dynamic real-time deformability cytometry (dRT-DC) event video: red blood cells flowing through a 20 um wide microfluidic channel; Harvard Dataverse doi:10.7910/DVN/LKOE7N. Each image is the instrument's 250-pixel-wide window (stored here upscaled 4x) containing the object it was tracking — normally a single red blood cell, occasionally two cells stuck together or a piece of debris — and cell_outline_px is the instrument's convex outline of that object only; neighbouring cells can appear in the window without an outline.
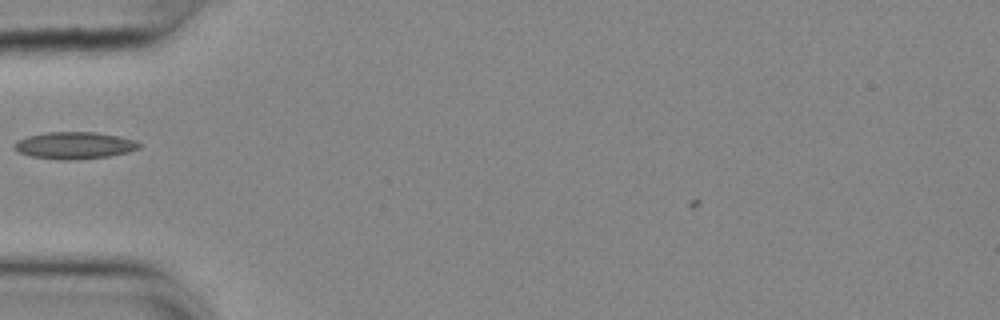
{"species": "common noctule bat (a hibernating species)", "species_latin": "Nyctalus noctula", "temperature_condition": "cold", "stored_images_in_passage": 40, "camera_frame_rate_fps": 3000, "um_per_image_px": 0.085, "animal": {"sex": "female", "body_mass_g": 25.1}, "frame": {"image": 1, "passage_image": 7, "time_ms": 2.0, "image_size_px": [1000, 320], "cell_outline_px": [[144, 144], [140, 148], [128, 152], [108, 156], [76, 160], [64, 160], [32, 156], [20, 152], [12, 148], [12, 144], [16, 140], [28, 136], [44, 132], [96, 132], [120, 136], [136, 140]], "centroid_in_image_um": [6.35, 12.35], "position_along_channel_um": 78.6, "area_um2": 19.88}}
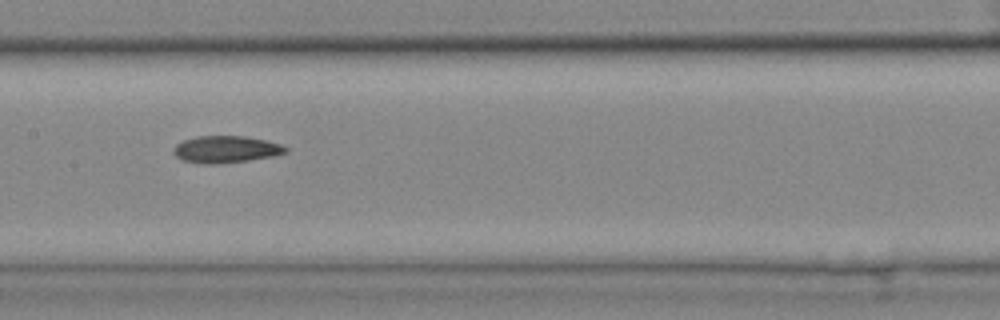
{"frame": {"image": 2, "passage_image": 16, "time_ms": 5.0, "image_size_px": [1000, 320], "cell_outline_px": [[288, 152], [272, 156], [248, 160], [216, 164], [204, 164], [180, 160], [172, 152], [176, 144], [184, 140], [196, 136], [244, 136], [264, 140], [280, 144], [288, 148]], "centroid_in_image_um": [19.17, 12.7], "position_along_channel_um": 188.2, "area_um2": 17.57}}
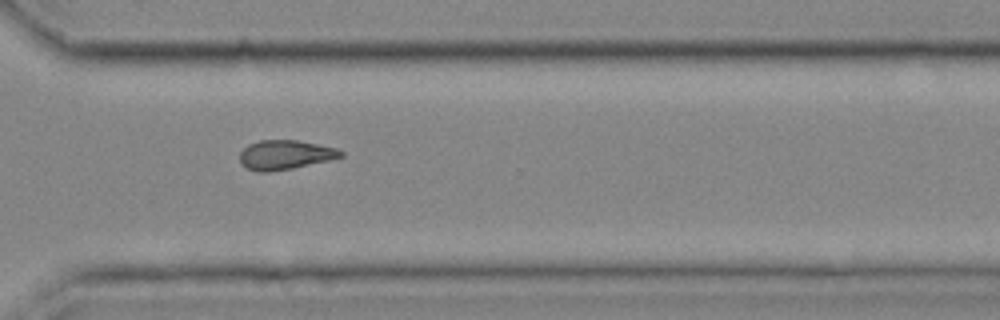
{"frame": {"image": 3, "passage_image": 29, "time_ms": 9.333, "image_size_px": [1000, 320], "cell_outline_px": [[344, 156], [328, 160], [292, 168], [268, 172], [256, 172], [248, 168], [240, 160], [240, 152], [248, 144], [260, 140], [296, 140], [336, 148], [344, 152]], "centroid_in_image_um": [24.22, 13.15], "position_along_channel_um": 346.4, "area_um2": 17.05}}